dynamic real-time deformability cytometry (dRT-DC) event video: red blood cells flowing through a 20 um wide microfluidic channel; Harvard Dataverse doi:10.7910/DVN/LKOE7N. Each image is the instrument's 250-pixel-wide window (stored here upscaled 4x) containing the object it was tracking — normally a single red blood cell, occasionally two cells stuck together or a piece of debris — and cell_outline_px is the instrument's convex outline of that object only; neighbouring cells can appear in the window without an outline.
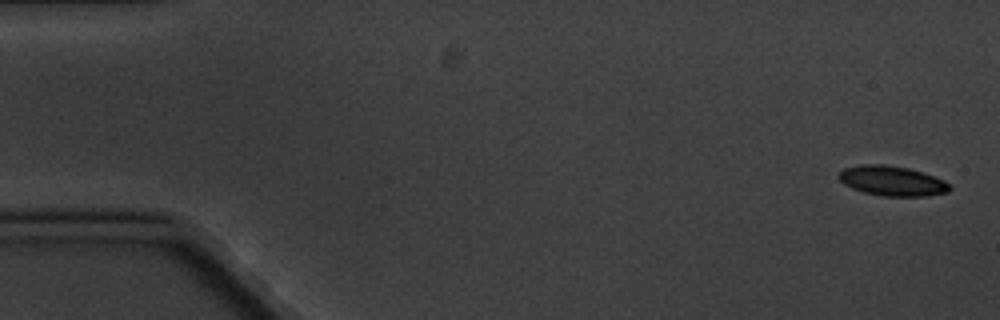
{"species": "common noctule bat (a hibernating species)", "species_latin": "Nyctalus noctula", "temperature_condition": "cold", "stored_images_in_passage": 8, "camera_frame_rate_fps": 3000, "um_per_image_px": 0.085, "animal": {"sex": "male", "body_mass_g": 20.1, "forearm_length_mm": 53.5}, "frame": {"image": 1, "passage_image": 1, "time_ms": 0.0, "image_size_px": [1000, 320], "cell_outline_px": [[952, 188], [948, 192], [928, 196], [880, 196], [864, 192], [852, 188], [844, 184], [836, 176], [844, 168], [860, 164], [884, 164], [908, 168], [944, 180]], "centroid_in_image_um": [75.8, 15.38], "position_along_channel_um": 9.2, "area_um2": 19.31}}